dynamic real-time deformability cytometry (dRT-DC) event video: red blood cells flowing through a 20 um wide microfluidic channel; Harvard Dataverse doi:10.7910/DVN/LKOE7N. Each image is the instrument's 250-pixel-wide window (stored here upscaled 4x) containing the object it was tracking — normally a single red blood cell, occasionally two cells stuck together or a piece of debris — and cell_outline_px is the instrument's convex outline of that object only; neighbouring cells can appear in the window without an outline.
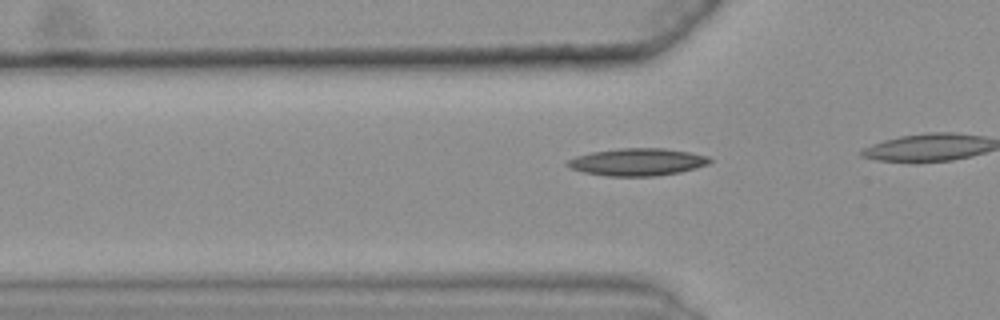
{"species": "common noctule bat (a hibernating species)", "species_latin": "Nyctalus noctula", "temperature_condition": "warm", "stored_images_in_passage": 22, "camera_frame_rate_fps": 3000, "um_per_image_px": 0.085, "animal": {"sex": "female", "body_mass_g": 25.1}, "frame": {"image": 1, "passage_image": 7, "time_ms": 2.0, "image_size_px": [1000, 320], "cell_outline_px": [[712, 160], [708, 164], [696, 168], [680, 172], [656, 176], [604, 176], [584, 172], [572, 168], [564, 164], [568, 160], [576, 156], [592, 152], [620, 148], [664, 148], [688, 152], [708, 156]], "centroid_in_image_um": [54.18, 13.77], "position_along_channel_um": 71.6, "area_um2": 22.66}}